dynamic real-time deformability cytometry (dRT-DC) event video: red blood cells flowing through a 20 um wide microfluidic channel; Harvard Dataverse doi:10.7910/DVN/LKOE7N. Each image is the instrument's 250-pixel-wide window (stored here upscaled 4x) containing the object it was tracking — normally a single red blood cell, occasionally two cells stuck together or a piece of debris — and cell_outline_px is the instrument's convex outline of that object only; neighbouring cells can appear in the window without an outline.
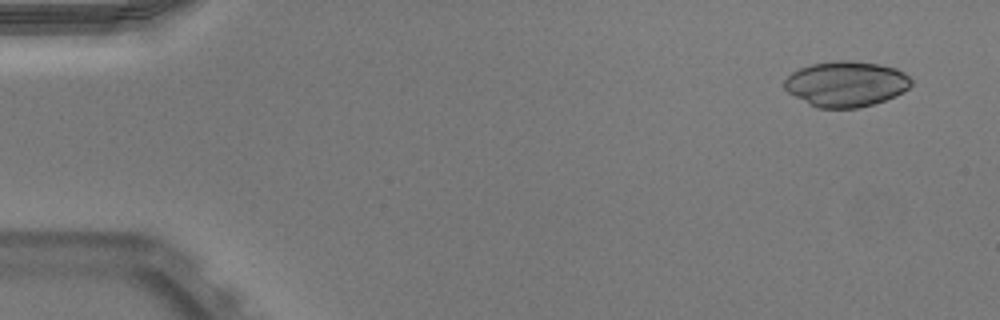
{"species": "Egyptian fruit bat (a non-hibernating species)", "species_latin": "Rousettus aegyptiacus", "temperature_condition": "warm", "stored_images_in_passage": 46, "camera_frame_rate_fps": 3000, "um_per_image_px": 0.085, "animal": {"sex": "male"}, "frame": {"image": 1, "passage_image": 1, "time_ms": 0.0, "image_size_px": [1000, 320], "cell_outline_px": [[912, 84], [908, 88], [896, 96], [860, 108], [816, 108], [808, 104], [788, 92], [784, 88], [784, 80], [792, 72], [800, 68], [812, 64], [832, 60], [848, 60], [880, 64], [896, 68], [904, 72], [912, 80]], "centroid_in_image_um": [71.91, 7.13], "position_along_channel_um": 13.1, "area_um2": 33.76}}